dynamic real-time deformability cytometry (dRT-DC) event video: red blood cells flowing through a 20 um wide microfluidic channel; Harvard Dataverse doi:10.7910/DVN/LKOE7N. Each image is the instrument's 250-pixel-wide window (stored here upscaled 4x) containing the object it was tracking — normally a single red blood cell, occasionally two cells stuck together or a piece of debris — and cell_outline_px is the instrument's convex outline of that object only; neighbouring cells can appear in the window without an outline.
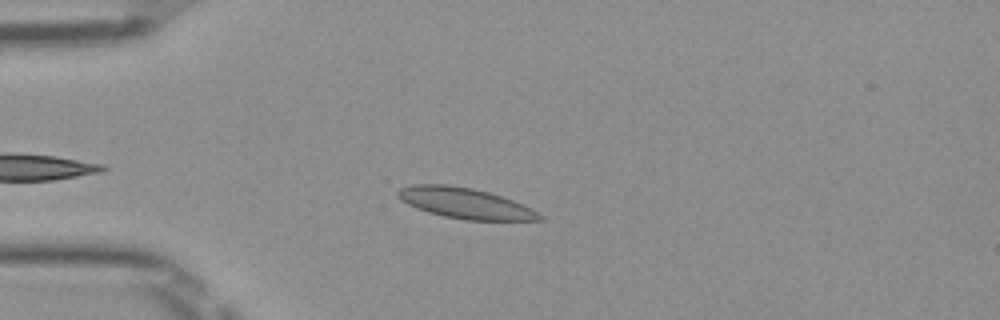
{"species": "Egyptian fruit bat (a non-hibernating species)", "species_latin": "Rousettus aegyptiacus", "temperature_condition": "room temperature", "stored_images_in_passage": 36, "camera_frame_rate_fps": 3000, "um_per_image_px": 0.085, "frame": {"image": 1, "passage_image": 6, "time_ms": 1.667, "image_size_px": [1000, 320], "cell_outline_px": [[544, 220], [464, 220], [444, 216], [428, 212], [416, 208], [400, 200], [396, 196], [396, 192], [400, 188], [412, 184], [448, 184], [472, 188], [488, 192], [512, 200], [544, 216]], "centroid_in_image_um": [39.46, 17.26], "position_along_channel_um": 45.5, "area_um2": 25.14}}
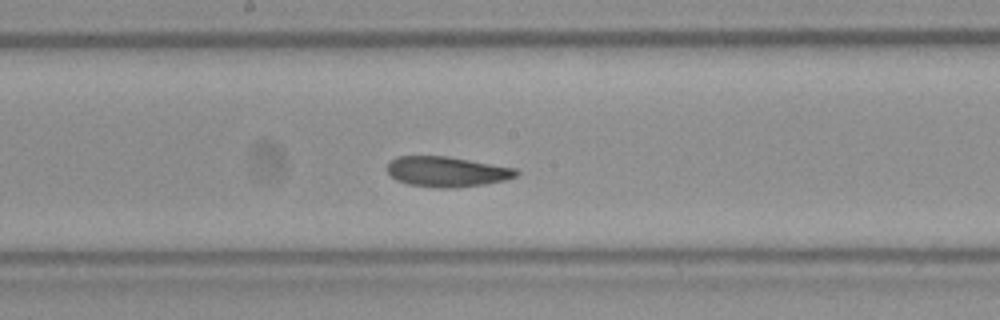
{"frame": {"image": 2, "passage_image": 20, "time_ms": 6.333, "image_size_px": [1000, 320], "cell_outline_px": [[520, 172], [516, 176], [504, 180], [484, 184], [452, 188], [436, 188], [408, 184], [396, 180], [388, 172], [388, 164], [396, 156], [448, 156], [516, 168]], "centroid_in_image_um": [37.99, 14.59], "position_along_channel_um": 210.2, "area_um2": 22.72}}
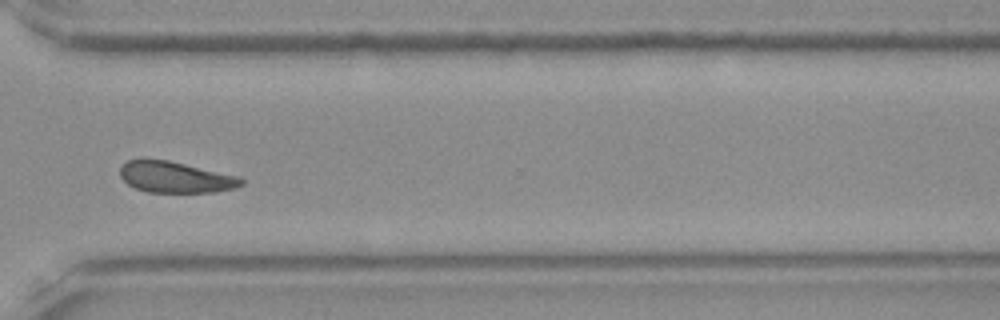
{"frame": {"image": 3, "passage_image": 31, "time_ms": 10.0, "image_size_px": [1000, 320], "cell_outline_px": [[244, 184], [236, 188], [212, 192], [148, 192], [136, 188], [128, 184], [120, 176], [120, 168], [128, 160], [144, 156], [168, 160], [240, 176], [244, 180]], "centroid_in_image_um": [14.9, 15.03], "position_along_channel_um": 355.7, "area_um2": 22.43}}